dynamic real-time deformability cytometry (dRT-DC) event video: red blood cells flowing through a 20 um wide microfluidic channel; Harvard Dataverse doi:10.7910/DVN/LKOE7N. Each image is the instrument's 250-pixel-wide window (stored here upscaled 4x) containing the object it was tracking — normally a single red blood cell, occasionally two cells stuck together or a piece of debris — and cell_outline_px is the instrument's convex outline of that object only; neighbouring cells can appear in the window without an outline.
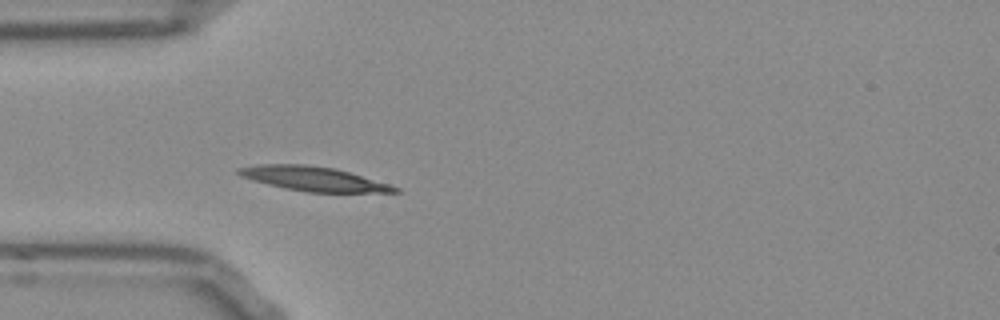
{"species": "Egyptian fruit bat (a non-hibernating species)", "species_latin": "Rousettus aegyptiacus", "temperature_condition": "room temperature", "stored_images_in_passage": 38, "camera_frame_rate_fps": 3000, "um_per_image_px": 0.085, "frame": {"image": 1, "passage_image": 1, "time_ms": 0.0, "image_size_px": [1000, 320], "cell_outline_px": [[400, 192], [304, 192], [284, 188], [268, 184], [240, 176], [236, 172], [236, 168], [260, 164], [304, 164], [336, 168], [388, 184], [400, 188]], "centroid_in_image_um": [26.61, 15.19], "position_along_channel_um": 58.4, "area_um2": 22.02}}
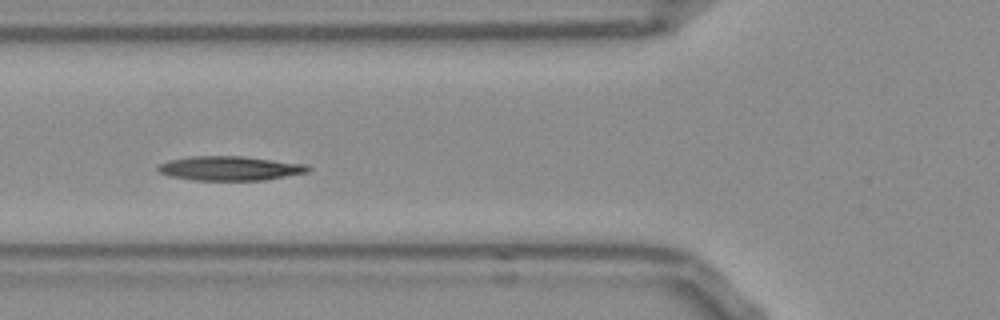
{"frame": {"image": 2, "passage_image": 5, "time_ms": 1.333, "image_size_px": [1000, 320], "cell_outline_px": [[312, 168], [308, 172], [264, 180], [196, 180], [168, 176], [160, 172], [156, 168], [160, 164], [168, 160], [192, 156], [244, 156], [308, 164]], "centroid_in_image_um": [19.57, 14.3], "position_along_channel_um": 106.2, "area_um2": 21.33}}
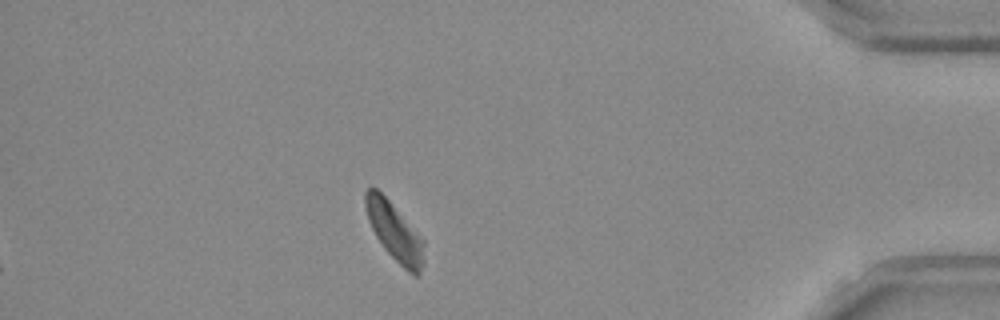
{"frame": {"image": 3, "passage_image": 32, "time_ms": 10.333, "image_size_px": [1000, 320], "cell_outline_px": [[424, 260], [420, 272], [416, 276], [412, 276], [384, 248], [376, 236], [368, 220], [364, 204], [364, 192], [368, 188], [376, 188], [388, 200], [424, 240]], "centroid_in_image_um": [33.53, 19.71], "position_along_channel_um": 401.7, "area_um2": 19.48}, "authors_computed_cell_mechanics": {"area_um2": 20.6346, "velocity_mm_per_s": 3.7996, "shape_relaxation_time_tau1_ms": 9.6879, "shape_relaxation_time_tau2_ms": null, "deformation_change_tau1": 0.2015, "deformation_change_tau2": null}}